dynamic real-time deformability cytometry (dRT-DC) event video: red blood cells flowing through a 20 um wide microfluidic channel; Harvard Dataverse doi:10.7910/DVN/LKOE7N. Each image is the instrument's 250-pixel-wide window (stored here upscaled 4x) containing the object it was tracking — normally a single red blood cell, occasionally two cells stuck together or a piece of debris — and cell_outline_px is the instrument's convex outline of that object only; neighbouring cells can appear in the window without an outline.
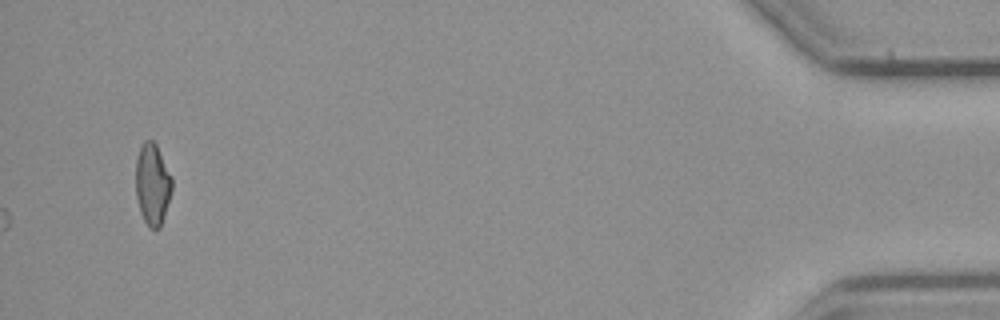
{"species": "common noctule bat (a hibernating species)", "species_latin": "Nyctalus noctula", "temperature_condition": "cold", "stored_images_in_passage": 52, "camera_frame_rate_fps": 3000, "um_per_image_px": 0.085, "animal": {"sex": "male", "body_mass_g": 23.1, "forearm_length_mm": 52.7}, "frame": {"image": 1, "passage_image": 52, "time_ms": 17.0, "image_size_px": [1000, 320], "cell_outline_px": [[172, 188], [164, 216], [160, 228], [156, 232], [148, 228], [140, 212], [136, 196], [136, 160], [140, 148], [144, 140], [152, 140], [156, 144], [172, 176]], "centroid_in_image_um": [12.96, 15.7], "position_along_channel_um": 422.2, "area_um2": 17.34}}